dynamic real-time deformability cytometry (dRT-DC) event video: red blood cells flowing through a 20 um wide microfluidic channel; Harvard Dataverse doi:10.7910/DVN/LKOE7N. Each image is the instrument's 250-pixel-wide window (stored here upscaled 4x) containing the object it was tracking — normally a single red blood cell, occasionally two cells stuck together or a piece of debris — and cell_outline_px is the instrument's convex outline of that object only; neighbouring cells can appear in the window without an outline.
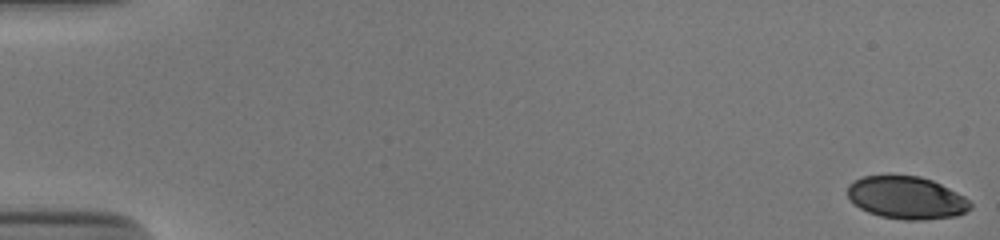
{"species": "human", "species_latin": "Homo sapiens", "temperature_condition": "cold", "stored_images_in_passage": 2, "camera_frame_rate_fps": 3000, "um_per_image_px": 0.085, "donor": {"sex": "male"}, "frame": {"image": 1, "passage_image": 1, "time_ms": 0.0, "image_size_px": [1000, 240], "cell_outline_px": [[972, 208], [956, 216], [924, 220], [904, 220], [880, 216], [868, 212], [860, 208], [848, 196], [848, 184], [864, 176], [920, 176], [932, 180], [964, 196], [972, 204]], "centroid_in_image_um": [77.07, 16.82], "position_along_channel_um": 7.9, "area_um2": 30.23}}